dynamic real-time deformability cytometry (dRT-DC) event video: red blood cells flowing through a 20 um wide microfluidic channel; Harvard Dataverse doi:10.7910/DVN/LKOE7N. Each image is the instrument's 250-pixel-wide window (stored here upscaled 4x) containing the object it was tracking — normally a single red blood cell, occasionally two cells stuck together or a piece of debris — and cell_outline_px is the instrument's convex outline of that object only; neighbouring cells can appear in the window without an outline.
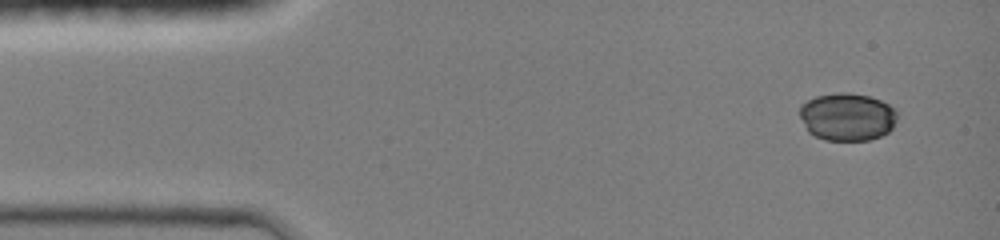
{"species": "common noctule bat (a hibernating species)", "species_latin": "Nyctalus noctula", "temperature_condition": "room temperature", "stored_images_in_passage": 8, "camera_frame_rate_fps": 3000, "um_per_image_px": 0.085, "animal": {"sex": "female", "body_mass_g": 19.0, "forearm_length_mm": 51.5}, "frame": {"image": 1, "passage_image": 1, "time_ms": 0.0, "image_size_px": [1000, 240], "cell_outline_px": [[896, 120], [892, 128], [888, 132], [880, 136], [868, 140], [824, 140], [808, 132], [800, 116], [800, 104], [816, 96], [836, 92], [848, 92], [868, 96], [880, 100], [896, 108]], "centroid_in_image_um": [72.01, 9.92], "position_along_channel_um": 13.0, "area_um2": 27.22}}
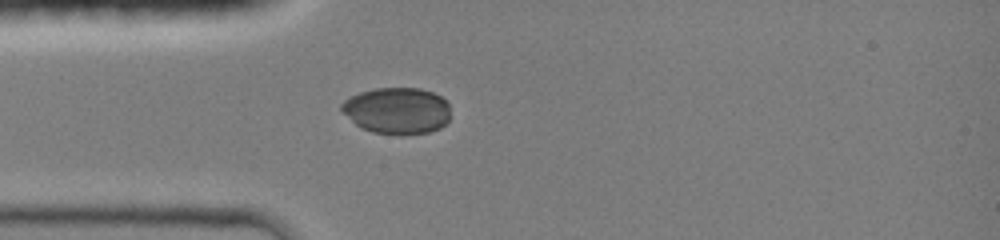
{"frame": {"image": 2, "passage_image": 5, "time_ms": 3.0, "image_size_px": [1000, 240], "cell_outline_px": [[448, 120], [440, 128], [428, 132], [400, 136], [372, 132], [360, 128], [340, 108], [340, 104], [344, 100], [360, 92], [376, 88], [420, 88], [432, 92], [440, 96], [448, 104]], "centroid_in_image_um": [33.74, 9.42], "position_along_channel_um": 51.3, "area_um2": 29.54}}
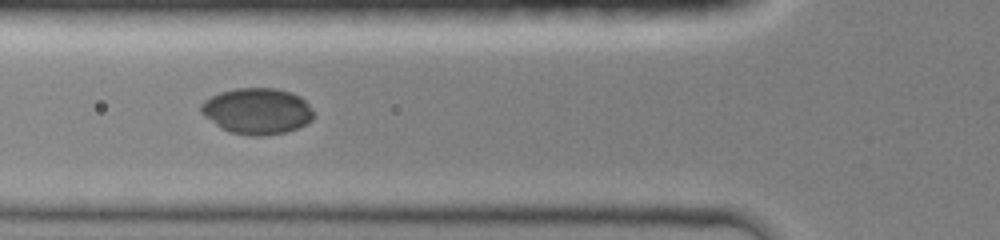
{"frame": {"image": 3, "passage_image": 7, "time_ms": 4.333, "image_size_px": [1000, 240], "cell_outline_px": [[312, 120], [296, 128], [284, 132], [260, 136], [252, 136], [228, 132], [220, 128], [204, 116], [200, 112], [200, 104], [204, 100], [220, 92], [236, 88], [276, 88], [292, 92], [300, 96], [312, 108]], "centroid_in_image_um": [21.82, 9.43], "position_along_channel_um": 104.0, "area_um2": 30.29}}